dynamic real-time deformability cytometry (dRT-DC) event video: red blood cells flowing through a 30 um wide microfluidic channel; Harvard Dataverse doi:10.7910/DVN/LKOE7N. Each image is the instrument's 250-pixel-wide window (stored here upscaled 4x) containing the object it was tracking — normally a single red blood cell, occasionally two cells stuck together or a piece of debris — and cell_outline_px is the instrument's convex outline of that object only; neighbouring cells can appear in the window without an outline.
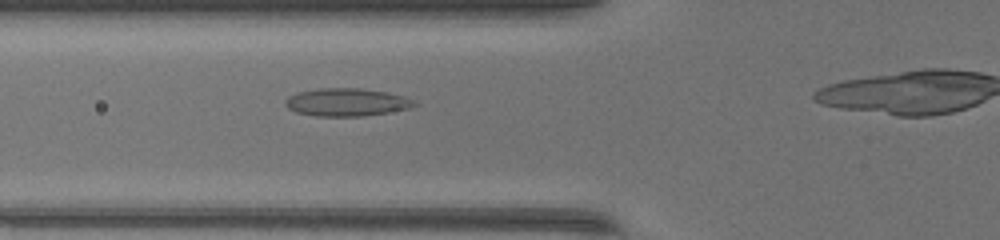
{"species": "common noctule bat (a hibernating species)", "species_latin": "Nyctalus noctula", "temperature_condition": "warm", "stored_images_in_passage": 18, "camera_frame_rate_fps": 3000, "um_per_image_px": 0.085, "animal": {"sex": "female", "body_mass_g": 17.0, "forearm_length_mm": 48.0}, "frame": {"image": 1, "passage_image": 11, "time_ms": 3.333, "image_size_px": [1000, 240], "cell_outline_px": [[420, 104], [412, 108], [364, 116], [316, 116], [296, 112], [288, 108], [284, 104], [284, 100], [288, 96], [300, 92], [320, 88], [360, 88], [384, 92], [404, 96]], "centroid_in_image_um": [29.47, 8.69], "position_along_channel_um": 96.3, "area_um2": 20.92}}
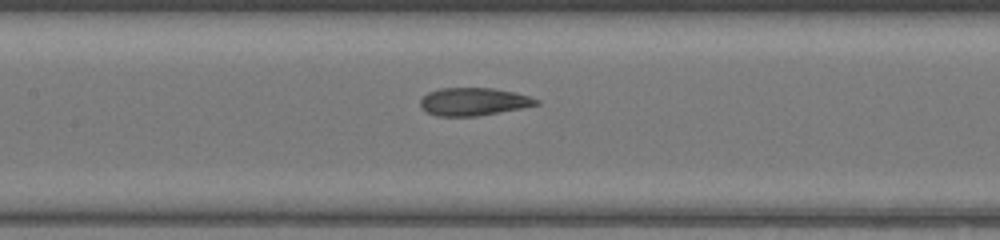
{"frame": {"image": 2, "passage_image": 16, "time_ms": 5.0, "image_size_px": [1000, 240], "cell_outline_px": [[540, 104], [524, 108], [476, 116], [436, 116], [424, 112], [420, 108], [420, 100], [428, 92], [440, 88], [492, 88], [516, 92], [540, 100]], "centroid_in_image_um": [40.24, 8.64], "position_along_channel_um": 167.2, "area_um2": 19.02}}